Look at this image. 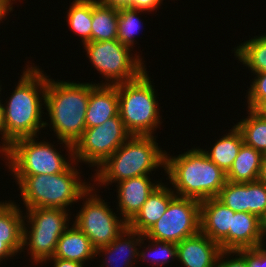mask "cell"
I'll return each instance as SVG.
<instances>
[{
    "instance_id": "22",
    "label": "cell",
    "mask_w": 266,
    "mask_h": 267,
    "mask_svg": "<svg viewBox=\"0 0 266 267\" xmlns=\"http://www.w3.org/2000/svg\"><path fill=\"white\" fill-rule=\"evenodd\" d=\"M226 134L221 136L220 139L215 140L210 151H207V149L202 150L212 162L227 174L231 169L241 146L244 144V141L242 134L236 125H234Z\"/></svg>"
},
{
    "instance_id": "32",
    "label": "cell",
    "mask_w": 266,
    "mask_h": 267,
    "mask_svg": "<svg viewBox=\"0 0 266 267\" xmlns=\"http://www.w3.org/2000/svg\"><path fill=\"white\" fill-rule=\"evenodd\" d=\"M249 213L266 222V185L259 180L249 182Z\"/></svg>"
},
{
    "instance_id": "29",
    "label": "cell",
    "mask_w": 266,
    "mask_h": 267,
    "mask_svg": "<svg viewBox=\"0 0 266 267\" xmlns=\"http://www.w3.org/2000/svg\"><path fill=\"white\" fill-rule=\"evenodd\" d=\"M217 198L234 212L249 213V182L226 181Z\"/></svg>"
},
{
    "instance_id": "37",
    "label": "cell",
    "mask_w": 266,
    "mask_h": 267,
    "mask_svg": "<svg viewBox=\"0 0 266 267\" xmlns=\"http://www.w3.org/2000/svg\"><path fill=\"white\" fill-rule=\"evenodd\" d=\"M100 4L112 8H130V0H97Z\"/></svg>"
},
{
    "instance_id": "39",
    "label": "cell",
    "mask_w": 266,
    "mask_h": 267,
    "mask_svg": "<svg viewBox=\"0 0 266 267\" xmlns=\"http://www.w3.org/2000/svg\"><path fill=\"white\" fill-rule=\"evenodd\" d=\"M2 99L0 100V134H1V141L2 145L0 146V153L5 151V128H4V104H2Z\"/></svg>"
},
{
    "instance_id": "18",
    "label": "cell",
    "mask_w": 266,
    "mask_h": 267,
    "mask_svg": "<svg viewBox=\"0 0 266 267\" xmlns=\"http://www.w3.org/2000/svg\"><path fill=\"white\" fill-rule=\"evenodd\" d=\"M234 214L235 212L217 197L203 200L200 202V231L220 244L232 229Z\"/></svg>"
},
{
    "instance_id": "17",
    "label": "cell",
    "mask_w": 266,
    "mask_h": 267,
    "mask_svg": "<svg viewBox=\"0 0 266 267\" xmlns=\"http://www.w3.org/2000/svg\"><path fill=\"white\" fill-rule=\"evenodd\" d=\"M144 234H140L127 227L114 241L96 250V255L101 253L104 259L99 267H132L138 260L137 246L142 248L144 244ZM118 258V259H117ZM137 258V259H136ZM105 260V261H104ZM133 262V263H132Z\"/></svg>"
},
{
    "instance_id": "24",
    "label": "cell",
    "mask_w": 266,
    "mask_h": 267,
    "mask_svg": "<svg viewBox=\"0 0 266 267\" xmlns=\"http://www.w3.org/2000/svg\"><path fill=\"white\" fill-rule=\"evenodd\" d=\"M248 116L236 127L240 130L244 144L266 155V110H247Z\"/></svg>"
},
{
    "instance_id": "38",
    "label": "cell",
    "mask_w": 266,
    "mask_h": 267,
    "mask_svg": "<svg viewBox=\"0 0 266 267\" xmlns=\"http://www.w3.org/2000/svg\"><path fill=\"white\" fill-rule=\"evenodd\" d=\"M15 4L13 0H0V23L1 21L6 20V15H8L9 11H13V5Z\"/></svg>"
},
{
    "instance_id": "19",
    "label": "cell",
    "mask_w": 266,
    "mask_h": 267,
    "mask_svg": "<svg viewBox=\"0 0 266 267\" xmlns=\"http://www.w3.org/2000/svg\"><path fill=\"white\" fill-rule=\"evenodd\" d=\"M92 83H90L89 102L86 110V128L99 126L119 114L116 85Z\"/></svg>"
},
{
    "instance_id": "41",
    "label": "cell",
    "mask_w": 266,
    "mask_h": 267,
    "mask_svg": "<svg viewBox=\"0 0 266 267\" xmlns=\"http://www.w3.org/2000/svg\"><path fill=\"white\" fill-rule=\"evenodd\" d=\"M264 237H265V239H266V222H265V227H264ZM266 242H264V244H265Z\"/></svg>"
},
{
    "instance_id": "1",
    "label": "cell",
    "mask_w": 266,
    "mask_h": 267,
    "mask_svg": "<svg viewBox=\"0 0 266 267\" xmlns=\"http://www.w3.org/2000/svg\"><path fill=\"white\" fill-rule=\"evenodd\" d=\"M25 67L11 97L3 105L5 150L17 139L37 137L39 130L49 124L42 120L47 75L39 67L29 65V62Z\"/></svg>"
},
{
    "instance_id": "16",
    "label": "cell",
    "mask_w": 266,
    "mask_h": 267,
    "mask_svg": "<svg viewBox=\"0 0 266 267\" xmlns=\"http://www.w3.org/2000/svg\"><path fill=\"white\" fill-rule=\"evenodd\" d=\"M177 245V261L183 267H215L222 251L219 244L201 231Z\"/></svg>"
},
{
    "instance_id": "4",
    "label": "cell",
    "mask_w": 266,
    "mask_h": 267,
    "mask_svg": "<svg viewBox=\"0 0 266 267\" xmlns=\"http://www.w3.org/2000/svg\"><path fill=\"white\" fill-rule=\"evenodd\" d=\"M154 137L156 136L131 135L95 170L92 177L94 182H98V187L150 175L158 167L165 171L166 150L158 146Z\"/></svg>"
},
{
    "instance_id": "13",
    "label": "cell",
    "mask_w": 266,
    "mask_h": 267,
    "mask_svg": "<svg viewBox=\"0 0 266 267\" xmlns=\"http://www.w3.org/2000/svg\"><path fill=\"white\" fill-rule=\"evenodd\" d=\"M265 222L257 215L248 212H235L232 229L219 244L222 250L236 251L252 249L264 245Z\"/></svg>"
},
{
    "instance_id": "15",
    "label": "cell",
    "mask_w": 266,
    "mask_h": 267,
    "mask_svg": "<svg viewBox=\"0 0 266 267\" xmlns=\"http://www.w3.org/2000/svg\"><path fill=\"white\" fill-rule=\"evenodd\" d=\"M150 180V175H142L117 183L118 208L116 209L121 212L119 214H122L127 223L137 215L147 198L161 184V181L153 183Z\"/></svg>"
},
{
    "instance_id": "10",
    "label": "cell",
    "mask_w": 266,
    "mask_h": 267,
    "mask_svg": "<svg viewBox=\"0 0 266 267\" xmlns=\"http://www.w3.org/2000/svg\"><path fill=\"white\" fill-rule=\"evenodd\" d=\"M94 186L92 184L81 196V200L85 202L74 217L73 224L89 238L97 250L114 241L128 227V223L116 216L108 202L96 194Z\"/></svg>"
},
{
    "instance_id": "21",
    "label": "cell",
    "mask_w": 266,
    "mask_h": 267,
    "mask_svg": "<svg viewBox=\"0 0 266 267\" xmlns=\"http://www.w3.org/2000/svg\"><path fill=\"white\" fill-rule=\"evenodd\" d=\"M53 257L85 264L97 255L89 238L73 224L59 238Z\"/></svg>"
},
{
    "instance_id": "7",
    "label": "cell",
    "mask_w": 266,
    "mask_h": 267,
    "mask_svg": "<svg viewBox=\"0 0 266 267\" xmlns=\"http://www.w3.org/2000/svg\"><path fill=\"white\" fill-rule=\"evenodd\" d=\"M69 209H26L24 221L27 224H23L22 252L24 249H27V253L30 251L33 264L41 265L53 257L59 238L69 227Z\"/></svg>"
},
{
    "instance_id": "27",
    "label": "cell",
    "mask_w": 266,
    "mask_h": 267,
    "mask_svg": "<svg viewBox=\"0 0 266 267\" xmlns=\"http://www.w3.org/2000/svg\"><path fill=\"white\" fill-rule=\"evenodd\" d=\"M67 23L84 44L92 42V0H73L67 10Z\"/></svg>"
},
{
    "instance_id": "35",
    "label": "cell",
    "mask_w": 266,
    "mask_h": 267,
    "mask_svg": "<svg viewBox=\"0 0 266 267\" xmlns=\"http://www.w3.org/2000/svg\"><path fill=\"white\" fill-rule=\"evenodd\" d=\"M163 0H130V8L151 12L157 10Z\"/></svg>"
},
{
    "instance_id": "25",
    "label": "cell",
    "mask_w": 266,
    "mask_h": 267,
    "mask_svg": "<svg viewBox=\"0 0 266 267\" xmlns=\"http://www.w3.org/2000/svg\"><path fill=\"white\" fill-rule=\"evenodd\" d=\"M119 9L92 0V42L117 39Z\"/></svg>"
},
{
    "instance_id": "33",
    "label": "cell",
    "mask_w": 266,
    "mask_h": 267,
    "mask_svg": "<svg viewBox=\"0 0 266 267\" xmlns=\"http://www.w3.org/2000/svg\"><path fill=\"white\" fill-rule=\"evenodd\" d=\"M247 262L248 267H266V246L237 250Z\"/></svg>"
},
{
    "instance_id": "20",
    "label": "cell",
    "mask_w": 266,
    "mask_h": 267,
    "mask_svg": "<svg viewBox=\"0 0 266 267\" xmlns=\"http://www.w3.org/2000/svg\"><path fill=\"white\" fill-rule=\"evenodd\" d=\"M175 196L173 189L161 182L147 198L137 215L128 223V227L140 234H145L163 216Z\"/></svg>"
},
{
    "instance_id": "3",
    "label": "cell",
    "mask_w": 266,
    "mask_h": 267,
    "mask_svg": "<svg viewBox=\"0 0 266 267\" xmlns=\"http://www.w3.org/2000/svg\"><path fill=\"white\" fill-rule=\"evenodd\" d=\"M199 148L192 147L177 157L166 153L165 173L177 196L201 202L217 197L227 179L226 173Z\"/></svg>"
},
{
    "instance_id": "9",
    "label": "cell",
    "mask_w": 266,
    "mask_h": 267,
    "mask_svg": "<svg viewBox=\"0 0 266 267\" xmlns=\"http://www.w3.org/2000/svg\"><path fill=\"white\" fill-rule=\"evenodd\" d=\"M90 63L104 77L98 85H117L137 79L145 70L139 53H131V48L117 39L93 41L84 44ZM110 79V80H109Z\"/></svg>"
},
{
    "instance_id": "31",
    "label": "cell",
    "mask_w": 266,
    "mask_h": 267,
    "mask_svg": "<svg viewBox=\"0 0 266 267\" xmlns=\"http://www.w3.org/2000/svg\"><path fill=\"white\" fill-rule=\"evenodd\" d=\"M256 75L246 93L248 108L266 110V72L253 73Z\"/></svg>"
},
{
    "instance_id": "11",
    "label": "cell",
    "mask_w": 266,
    "mask_h": 267,
    "mask_svg": "<svg viewBox=\"0 0 266 267\" xmlns=\"http://www.w3.org/2000/svg\"><path fill=\"white\" fill-rule=\"evenodd\" d=\"M130 136L118 114L99 126L84 130L73 145L74 160L98 167Z\"/></svg>"
},
{
    "instance_id": "23",
    "label": "cell",
    "mask_w": 266,
    "mask_h": 267,
    "mask_svg": "<svg viewBox=\"0 0 266 267\" xmlns=\"http://www.w3.org/2000/svg\"><path fill=\"white\" fill-rule=\"evenodd\" d=\"M263 157L264 155L261 152L243 144L237 157L234 159L231 169L226 174L227 181L232 183L256 181Z\"/></svg>"
},
{
    "instance_id": "26",
    "label": "cell",
    "mask_w": 266,
    "mask_h": 267,
    "mask_svg": "<svg viewBox=\"0 0 266 267\" xmlns=\"http://www.w3.org/2000/svg\"><path fill=\"white\" fill-rule=\"evenodd\" d=\"M234 56L238 58L251 73L266 72V34L254 36L234 48Z\"/></svg>"
},
{
    "instance_id": "6",
    "label": "cell",
    "mask_w": 266,
    "mask_h": 267,
    "mask_svg": "<svg viewBox=\"0 0 266 267\" xmlns=\"http://www.w3.org/2000/svg\"><path fill=\"white\" fill-rule=\"evenodd\" d=\"M147 73L145 70L137 79L116 85L119 115L131 135L153 136L162 123L157 95Z\"/></svg>"
},
{
    "instance_id": "36",
    "label": "cell",
    "mask_w": 266,
    "mask_h": 267,
    "mask_svg": "<svg viewBox=\"0 0 266 267\" xmlns=\"http://www.w3.org/2000/svg\"><path fill=\"white\" fill-rule=\"evenodd\" d=\"M47 261H53V267H84V263H79L76 261H71V260H65V259H61V258H56V257H52L47 259L44 263H46Z\"/></svg>"
},
{
    "instance_id": "12",
    "label": "cell",
    "mask_w": 266,
    "mask_h": 267,
    "mask_svg": "<svg viewBox=\"0 0 266 267\" xmlns=\"http://www.w3.org/2000/svg\"><path fill=\"white\" fill-rule=\"evenodd\" d=\"M200 201L175 196L163 216L144 235L178 244L200 232Z\"/></svg>"
},
{
    "instance_id": "30",
    "label": "cell",
    "mask_w": 266,
    "mask_h": 267,
    "mask_svg": "<svg viewBox=\"0 0 266 267\" xmlns=\"http://www.w3.org/2000/svg\"><path fill=\"white\" fill-rule=\"evenodd\" d=\"M144 240L149 241V243L147 247H143L145 250L140 251V248L138 249V258L141 261L145 262L146 257H148L147 255H149V257H152L148 258L151 260L149 264L152 263L153 266L159 265L161 267L171 262L169 261L171 259L177 260V245L175 243L147 238L145 235Z\"/></svg>"
},
{
    "instance_id": "34",
    "label": "cell",
    "mask_w": 266,
    "mask_h": 267,
    "mask_svg": "<svg viewBox=\"0 0 266 267\" xmlns=\"http://www.w3.org/2000/svg\"><path fill=\"white\" fill-rule=\"evenodd\" d=\"M215 267H248V265L246 259L237 250H222L219 254Z\"/></svg>"
},
{
    "instance_id": "8",
    "label": "cell",
    "mask_w": 266,
    "mask_h": 267,
    "mask_svg": "<svg viewBox=\"0 0 266 267\" xmlns=\"http://www.w3.org/2000/svg\"><path fill=\"white\" fill-rule=\"evenodd\" d=\"M38 137H25L15 140L3 153V159L13 176L52 175L66 171L75 162L66 160L54 144L38 142Z\"/></svg>"
},
{
    "instance_id": "28",
    "label": "cell",
    "mask_w": 266,
    "mask_h": 267,
    "mask_svg": "<svg viewBox=\"0 0 266 267\" xmlns=\"http://www.w3.org/2000/svg\"><path fill=\"white\" fill-rule=\"evenodd\" d=\"M142 12L147 13V11L129 7L119 9L117 40L131 49H133L132 46L135 43V35L143 25V23L141 24L140 16H138Z\"/></svg>"
},
{
    "instance_id": "40",
    "label": "cell",
    "mask_w": 266,
    "mask_h": 267,
    "mask_svg": "<svg viewBox=\"0 0 266 267\" xmlns=\"http://www.w3.org/2000/svg\"><path fill=\"white\" fill-rule=\"evenodd\" d=\"M260 182L266 185V155H264L262 162H261V167L258 175V179Z\"/></svg>"
},
{
    "instance_id": "5",
    "label": "cell",
    "mask_w": 266,
    "mask_h": 267,
    "mask_svg": "<svg viewBox=\"0 0 266 267\" xmlns=\"http://www.w3.org/2000/svg\"><path fill=\"white\" fill-rule=\"evenodd\" d=\"M77 164L75 161V166L71 165L66 171L52 175L14 176L25 209H66L79 202L91 183L80 180L81 172H78Z\"/></svg>"
},
{
    "instance_id": "2",
    "label": "cell",
    "mask_w": 266,
    "mask_h": 267,
    "mask_svg": "<svg viewBox=\"0 0 266 267\" xmlns=\"http://www.w3.org/2000/svg\"><path fill=\"white\" fill-rule=\"evenodd\" d=\"M90 83L55 81L47 76L45 105L49 126L60 144L74 158L73 145L86 129V110L89 102Z\"/></svg>"
},
{
    "instance_id": "14",
    "label": "cell",
    "mask_w": 266,
    "mask_h": 267,
    "mask_svg": "<svg viewBox=\"0 0 266 267\" xmlns=\"http://www.w3.org/2000/svg\"><path fill=\"white\" fill-rule=\"evenodd\" d=\"M17 205L0 201V263L22 252L24 216Z\"/></svg>"
}]
</instances>
